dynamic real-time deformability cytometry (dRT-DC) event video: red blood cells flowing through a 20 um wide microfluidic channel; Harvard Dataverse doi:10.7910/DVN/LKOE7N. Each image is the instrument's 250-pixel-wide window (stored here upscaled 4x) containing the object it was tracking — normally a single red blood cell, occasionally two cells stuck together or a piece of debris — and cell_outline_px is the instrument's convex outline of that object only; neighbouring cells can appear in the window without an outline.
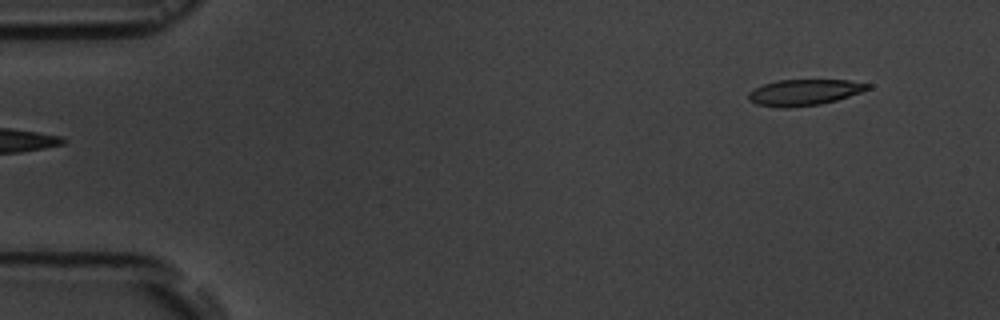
{"species": "common noctule bat (a hibernating species)", "species_latin": "Nyctalus noctula", "temperature_condition": "room temperature", "stored_images_in_passage": 5, "segment_of_instrument_passage": [2, 2], "camera_frame_rate_fps": 3000, "um_per_image_px": 0.085, "animal": {"sex": "male", "body_mass_g": 19.5, "forearm_length_mm": 54.6}, "frame": {"image": 1, "passage_image": 5, "time_ms": 5.333, "image_size_px": [1000, 320], "cell_outline_px": [[872, 88], [836, 100], [820, 104], [784, 108], [756, 104], [748, 100], [748, 92], [752, 88], [776, 80], [848, 80], [872, 84]], "centroid_in_image_um": [68.33, 7.84], "position_along_channel_um": 16.7, "area_um2": 18.15}}